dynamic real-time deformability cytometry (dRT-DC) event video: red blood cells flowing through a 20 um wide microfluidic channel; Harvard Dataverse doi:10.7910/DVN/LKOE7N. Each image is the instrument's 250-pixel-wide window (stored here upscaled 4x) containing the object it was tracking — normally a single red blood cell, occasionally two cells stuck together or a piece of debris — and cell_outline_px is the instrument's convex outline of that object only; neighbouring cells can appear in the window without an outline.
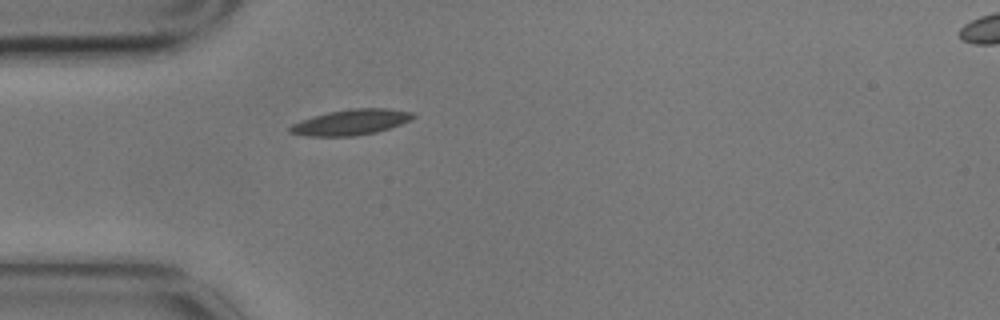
{"species": "common noctule bat (a hibernating species)", "species_latin": "Nyctalus noctula", "temperature_condition": "cold", "stored_images_in_passage": 2, "segment_of_instrument_passage": [1, 2], "camera_frame_rate_fps": 3000, "um_per_image_px": 0.085, "animal": {"sex": "male", "body_mass_g": 17.9}, "frame": {"image": 1, "passage_image": 1, "time_ms": 0.0, "image_size_px": [1000, 320], "cell_outline_px": [[416, 116], [412, 120], [376, 132], [356, 136], [308, 136], [288, 132], [288, 128], [292, 124], [300, 120], [328, 112], [352, 108], [388, 108], [412, 112]], "centroid_in_image_um": [29.83, 10.38], "position_along_channel_um": 55.2, "area_um2": 18.38}}